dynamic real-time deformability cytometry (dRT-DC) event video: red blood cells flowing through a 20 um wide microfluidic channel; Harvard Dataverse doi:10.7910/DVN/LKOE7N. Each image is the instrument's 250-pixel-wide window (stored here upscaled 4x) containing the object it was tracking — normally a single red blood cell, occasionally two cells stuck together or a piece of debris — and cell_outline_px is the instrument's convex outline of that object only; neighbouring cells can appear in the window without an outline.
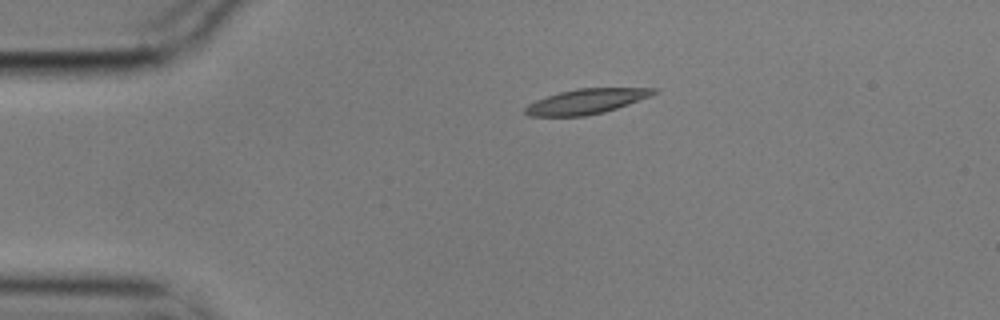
{"species": "common noctule bat (a hibernating species)", "species_latin": "Nyctalus noctula", "temperature_condition": "cold", "stored_images_in_passage": 14, "camera_frame_rate_fps": 3000, "um_per_image_px": 0.085, "animal": {"sex": "male", "body_mass_g": 17.9}, "frame": {"image": 1, "passage_image": 2, "time_ms": 0.333, "image_size_px": [1000, 320], "cell_outline_px": [[660, 92], [628, 104], [604, 112], [584, 116], [528, 116], [524, 112], [524, 108], [528, 104], [536, 100], [560, 92], [576, 88], [660, 88]], "centroid_in_image_um": [49.84, 8.61], "position_along_channel_um": 35.2, "area_um2": 18.67}}
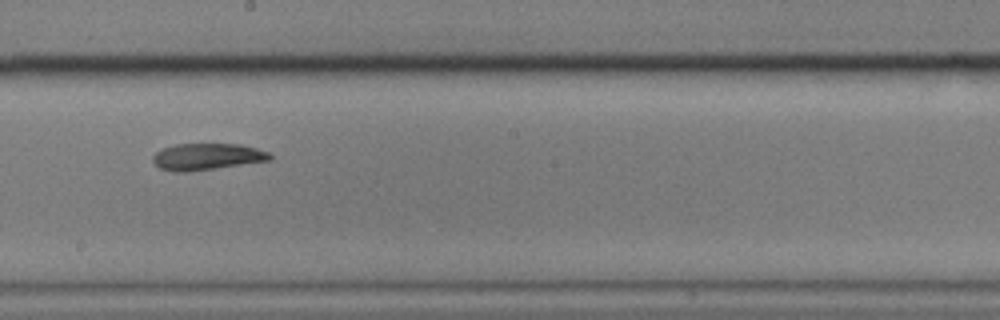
{"frame": {"image": 2, "passage_image": 8, "time_ms": 2.333, "image_size_px": [1000, 320], "cell_outline_px": [[272, 160], [188, 172], [172, 172], [160, 168], [152, 160], [152, 156], [156, 152], [164, 148], [176, 144], [240, 144], [256, 148], [268, 152], [272, 156]], "centroid_in_image_um": [17.59, 13.32], "position_along_channel_um": 230.6, "area_um2": 18.15}}
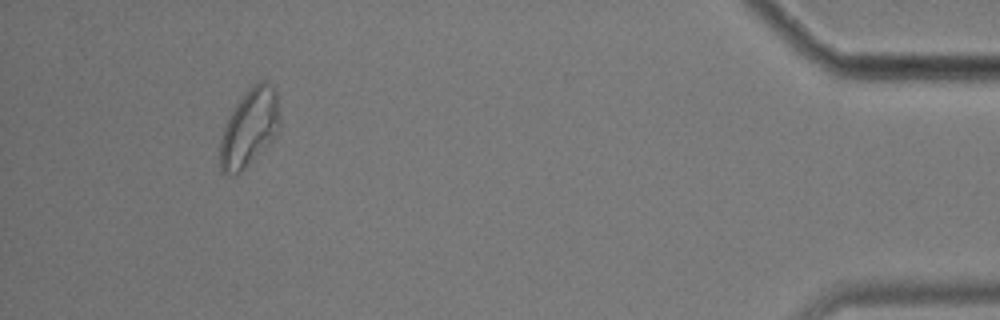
{"frame": {"image": 3, "passage_image": 13, "time_ms": 4.0, "image_size_px": [1000, 320], "cell_outline_px": [[280, 128], [276, 136], [236, 176], [228, 176], [220, 172], [220, 140], [224, 128], [236, 104], [248, 88], [256, 80], [264, 80], [272, 84], [276, 92], [280, 120]], "centroid_in_image_um": [21.21, 10.85], "position_along_channel_um": 414.0, "area_um2": 27.05}}